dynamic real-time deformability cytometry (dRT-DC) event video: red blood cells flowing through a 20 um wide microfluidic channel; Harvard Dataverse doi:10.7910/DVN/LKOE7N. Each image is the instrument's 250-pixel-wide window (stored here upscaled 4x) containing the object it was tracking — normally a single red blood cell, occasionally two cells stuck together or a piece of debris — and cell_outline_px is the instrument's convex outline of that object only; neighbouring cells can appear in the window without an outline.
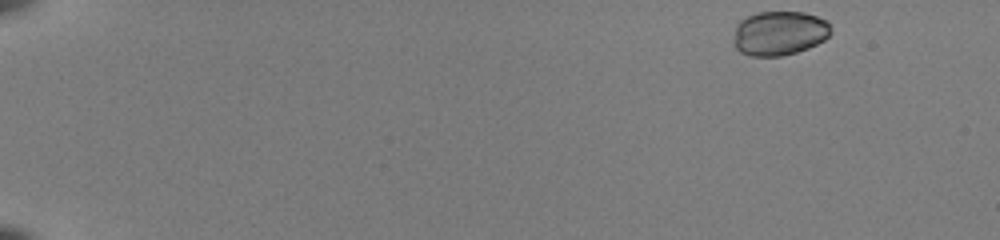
{"species": "common noctule bat (a hibernating species)", "species_latin": "Nyctalus noctula", "temperature_condition": "room temperature", "stored_images_in_passage": 8, "camera_frame_rate_fps": 3000, "um_per_image_px": 0.085, "animal": {"sex": "female", "body_mass_g": 22.0, "forearm_length_mm": 56.7}, "frame": {"image": 1, "passage_image": 1, "time_ms": 0.0, "image_size_px": [1000, 240], "cell_outline_px": [[832, 32], [824, 40], [808, 48], [796, 52], [780, 56], [752, 56], [740, 52], [736, 48], [736, 24], [740, 20], [756, 12], [804, 12], [816, 16], [824, 20], [828, 24]], "centroid_in_image_um": [66.25, 2.82], "position_along_channel_um": 18.7, "area_um2": 24.85}}